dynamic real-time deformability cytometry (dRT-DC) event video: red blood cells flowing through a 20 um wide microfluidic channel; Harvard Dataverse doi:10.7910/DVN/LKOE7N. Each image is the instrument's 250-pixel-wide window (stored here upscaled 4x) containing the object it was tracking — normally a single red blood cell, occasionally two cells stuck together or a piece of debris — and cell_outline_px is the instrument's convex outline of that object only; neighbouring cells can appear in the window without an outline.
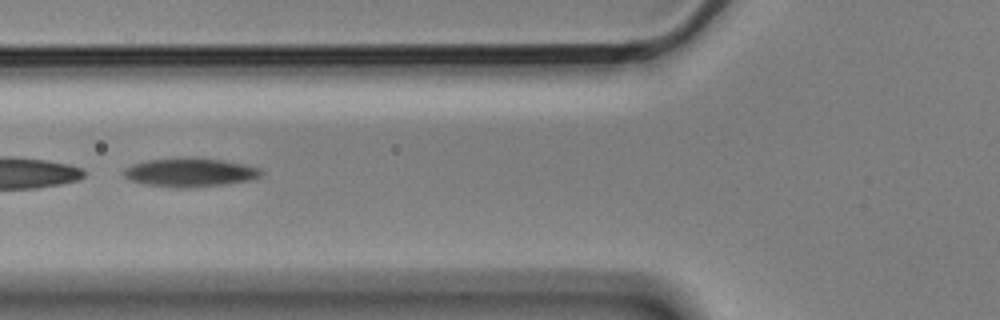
{"species": "Egyptian fruit bat (a non-hibernating species)", "species_latin": "Rousettus aegyptiacus", "temperature_condition": "cold", "stored_images_in_passage": 3, "camera_frame_rate_fps": 3000, "um_per_image_px": 0.085, "animal": {"sex": "male"}, "frame": {"image": 1, "passage_image": 2, "time_ms": 0.333, "image_size_px": [1000, 320], "cell_outline_px": [[264, 172], [260, 176], [252, 180], [224, 184], [192, 188], [176, 188], [144, 184], [128, 180], [124, 176], [124, 168], [132, 164], [148, 160], [224, 160], [244, 164], [260, 168]], "centroid_in_image_um": [16.16, 14.7], "position_along_channel_um": 109.6, "area_um2": 22.37}}